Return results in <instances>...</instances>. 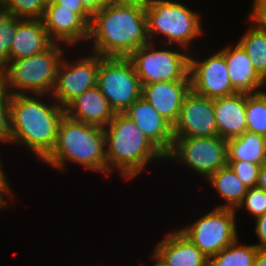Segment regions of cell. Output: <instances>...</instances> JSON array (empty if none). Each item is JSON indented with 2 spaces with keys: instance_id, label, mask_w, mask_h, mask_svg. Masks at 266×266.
Returning a JSON list of instances; mask_svg holds the SVG:
<instances>
[{
  "instance_id": "5",
  "label": "cell",
  "mask_w": 266,
  "mask_h": 266,
  "mask_svg": "<svg viewBox=\"0 0 266 266\" xmlns=\"http://www.w3.org/2000/svg\"><path fill=\"white\" fill-rule=\"evenodd\" d=\"M61 45L53 43L41 53L10 60L4 67L2 81L4 89L10 95L28 93L49 97L55 85L58 65L65 55L66 49Z\"/></svg>"
},
{
  "instance_id": "36",
  "label": "cell",
  "mask_w": 266,
  "mask_h": 266,
  "mask_svg": "<svg viewBox=\"0 0 266 266\" xmlns=\"http://www.w3.org/2000/svg\"><path fill=\"white\" fill-rule=\"evenodd\" d=\"M1 161V159H0ZM1 162H0V195L6 199L5 197L6 196H9L10 199L12 198V196L14 197V193L13 191H11V185L8 183V180H7V176L5 175L4 171H3V168L1 166Z\"/></svg>"
},
{
  "instance_id": "8",
  "label": "cell",
  "mask_w": 266,
  "mask_h": 266,
  "mask_svg": "<svg viewBox=\"0 0 266 266\" xmlns=\"http://www.w3.org/2000/svg\"><path fill=\"white\" fill-rule=\"evenodd\" d=\"M97 87L115 114L124 113L142 93L139 77L127 57L100 56Z\"/></svg>"
},
{
  "instance_id": "32",
  "label": "cell",
  "mask_w": 266,
  "mask_h": 266,
  "mask_svg": "<svg viewBox=\"0 0 266 266\" xmlns=\"http://www.w3.org/2000/svg\"><path fill=\"white\" fill-rule=\"evenodd\" d=\"M54 3L63 8L73 9V12L78 13L90 25L92 14L83 6L81 0H55Z\"/></svg>"
},
{
  "instance_id": "27",
  "label": "cell",
  "mask_w": 266,
  "mask_h": 266,
  "mask_svg": "<svg viewBox=\"0 0 266 266\" xmlns=\"http://www.w3.org/2000/svg\"><path fill=\"white\" fill-rule=\"evenodd\" d=\"M45 8L42 0H0V10L23 19H41Z\"/></svg>"
},
{
  "instance_id": "37",
  "label": "cell",
  "mask_w": 266,
  "mask_h": 266,
  "mask_svg": "<svg viewBox=\"0 0 266 266\" xmlns=\"http://www.w3.org/2000/svg\"><path fill=\"white\" fill-rule=\"evenodd\" d=\"M257 187L266 193V161L261 164Z\"/></svg>"
},
{
  "instance_id": "28",
  "label": "cell",
  "mask_w": 266,
  "mask_h": 266,
  "mask_svg": "<svg viewBox=\"0 0 266 266\" xmlns=\"http://www.w3.org/2000/svg\"><path fill=\"white\" fill-rule=\"evenodd\" d=\"M23 18L0 10V65L4 68L9 62L12 39L17 25Z\"/></svg>"
},
{
  "instance_id": "7",
  "label": "cell",
  "mask_w": 266,
  "mask_h": 266,
  "mask_svg": "<svg viewBox=\"0 0 266 266\" xmlns=\"http://www.w3.org/2000/svg\"><path fill=\"white\" fill-rule=\"evenodd\" d=\"M155 43L156 41L149 42L127 57L132 62L141 85L159 81L190 80L189 51L177 45V51L173 47L175 45L159 49V45L157 48Z\"/></svg>"
},
{
  "instance_id": "14",
  "label": "cell",
  "mask_w": 266,
  "mask_h": 266,
  "mask_svg": "<svg viewBox=\"0 0 266 266\" xmlns=\"http://www.w3.org/2000/svg\"><path fill=\"white\" fill-rule=\"evenodd\" d=\"M41 20L54 43L77 47L78 43L88 41L89 24L73 9L49 3Z\"/></svg>"
},
{
  "instance_id": "6",
  "label": "cell",
  "mask_w": 266,
  "mask_h": 266,
  "mask_svg": "<svg viewBox=\"0 0 266 266\" xmlns=\"http://www.w3.org/2000/svg\"><path fill=\"white\" fill-rule=\"evenodd\" d=\"M145 14L150 42L162 35L160 37L165 38L167 46L177 45L190 51V44L204 32L198 11L191 10L182 2L152 0L145 7Z\"/></svg>"
},
{
  "instance_id": "22",
  "label": "cell",
  "mask_w": 266,
  "mask_h": 266,
  "mask_svg": "<svg viewBox=\"0 0 266 266\" xmlns=\"http://www.w3.org/2000/svg\"><path fill=\"white\" fill-rule=\"evenodd\" d=\"M206 180L226 202L225 204L217 205V208L236 210L247 193L248 188L238 179L235 172L228 165L210 175Z\"/></svg>"
},
{
  "instance_id": "34",
  "label": "cell",
  "mask_w": 266,
  "mask_h": 266,
  "mask_svg": "<svg viewBox=\"0 0 266 266\" xmlns=\"http://www.w3.org/2000/svg\"><path fill=\"white\" fill-rule=\"evenodd\" d=\"M255 234L257 235L259 243L255 245L258 248H266V212L261 216L255 218Z\"/></svg>"
},
{
  "instance_id": "1",
  "label": "cell",
  "mask_w": 266,
  "mask_h": 266,
  "mask_svg": "<svg viewBox=\"0 0 266 266\" xmlns=\"http://www.w3.org/2000/svg\"><path fill=\"white\" fill-rule=\"evenodd\" d=\"M49 99L51 104L42 94H15L10 98V144L27 147L41 161L54 149L65 115V108L51 95Z\"/></svg>"
},
{
  "instance_id": "11",
  "label": "cell",
  "mask_w": 266,
  "mask_h": 266,
  "mask_svg": "<svg viewBox=\"0 0 266 266\" xmlns=\"http://www.w3.org/2000/svg\"><path fill=\"white\" fill-rule=\"evenodd\" d=\"M91 55V56H90ZM100 55L91 52L72 61L63 55L58 65L56 80L51 96L65 108L84 91L97 86Z\"/></svg>"
},
{
  "instance_id": "33",
  "label": "cell",
  "mask_w": 266,
  "mask_h": 266,
  "mask_svg": "<svg viewBox=\"0 0 266 266\" xmlns=\"http://www.w3.org/2000/svg\"><path fill=\"white\" fill-rule=\"evenodd\" d=\"M249 17L259 26L266 28V0H253Z\"/></svg>"
},
{
  "instance_id": "23",
  "label": "cell",
  "mask_w": 266,
  "mask_h": 266,
  "mask_svg": "<svg viewBox=\"0 0 266 266\" xmlns=\"http://www.w3.org/2000/svg\"><path fill=\"white\" fill-rule=\"evenodd\" d=\"M228 161H249L262 164L266 161V137L246 131L227 140Z\"/></svg>"
},
{
  "instance_id": "17",
  "label": "cell",
  "mask_w": 266,
  "mask_h": 266,
  "mask_svg": "<svg viewBox=\"0 0 266 266\" xmlns=\"http://www.w3.org/2000/svg\"><path fill=\"white\" fill-rule=\"evenodd\" d=\"M219 51L224 55L230 83L237 93L254 94L264 90L266 81L254 69L247 52L239 42L234 46L226 45Z\"/></svg>"
},
{
  "instance_id": "40",
  "label": "cell",
  "mask_w": 266,
  "mask_h": 266,
  "mask_svg": "<svg viewBox=\"0 0 266 266\" xmlns=\"http://www.w3.org/2000/svg\"><path fill=\"white\" fill-rule=\"evenodd\" d=\"M151 257L154 259L153 261L155 262L154 264H152L153 266H167L164 262H162L153 252ZM144 263H140L141 266H145L143 265Z\"/></svg>"
},
{
  "instance_id": "38",
  "label": "cell",
  "mask_w": 266,
  "mask_h": 266,
  "mask_svg": "<svg viewBox=\"0 0 266 266\" xmlns=\"http://www.w3.org/2000/svg\"><path fill=\"white\" fill-rule=\"evenodd\" d=\"M253 266H266V248H259Z\"/></svg>"
},
{
  "instance_id": "20",
  "label": "cell",
  "mask_w": 266,
  "mask_h": 266,
  "mask_svg": "<svg viewBox=\"0 0 266 266\" xmlns=\"http://www.w3.org/2000/svg\"><path fill=\"white\" fill-rule=\"evenodd\" d=\"M65 115L104 128L114 118L115 112L99 88L95 86L73 99L65 107Z\"/></svg>"
},
{
  "instance_id": "29",
  "label": "cell",
  "mask_w": 266,
  "mask_h": 266,
  "mask_svg": "<svg viewBox=\"0 0 266 266\" xmlns=\"http://www.w3.org/2000/svg\"><path fill=\"white\" fill-rule=\"evenodd\" d=\"M247 210L248 214H252L255 218L261 216L266 212V193L258 187L247 189L242 203L235 210Z\"/></svg>"
},
{
  "instance_id": "42",
  "label": "cell",
  "mask_w": 266,
  "mask_h": 266,
  "mask_svg": "<svg viewBox=\"0 0 266 266\" xmlns=\"http://www.w3.org/2000/svg\"><path fill=\"white\" fill-rule=\"evenodd\" d=\"M45 5L54 2L55 0H42Z\"/></svg>"
},
{
  "instance_id": "10",
  "label": "cell",
  "mask_w": 266,
  "mask_h": 266,
  "mask_svg": "<svg viewBox=\"0 0 266 266\" xmlns=\"http://www.w3.org/2000/svg\"><path fill=\"white\" fill-rule=\"evenodd\" d=\"M236 216L234 209L215 207L179 230L209 258L239 238Z\"/></svg>"
},
{
  "instance_id": "3",
  "label": "cell",
  "mask_w": 266,
  "mask_h": 266,
  "mask_svg": "<svg viewBox=\"0 0 266 266\" xmlns=\"http://www.w3.org/2000/svg\"><path fill=\"white\" fill-rule=\"evenodd\" d=\"M103 130L107 177L118 169L128 181L145 170L151 161L166 159V155L124 113H116Z\"/></svg>"
},
{
  "instance_id": "30",
  "label": "cell",
  "mask_w": 266,
  "mask_h": 266,
  "mask_svg": "<svg viewBox=\"0 0 266 266\" xmlns=\"http://www.w3.org/2000/svg\"><path fill=\"white\" fill-rule=\"evenodd\" d=\"M228 166L248 189L257 187L261 167L260 164L251 163L249 161H228Z\"/></svg>"
},
{
  "instance_id": "19",
  "label": "cell",
  "mask_w": 266,
  "mask_h": 266,
  "mask_svg": "<svg viewBox=\"0 0 266 266\" xmlns=\"http://www.w3.org/2000/svg\"><path fill=\"white\" fill-rule=\"evenodd\" d=\"M246 98V93H235L214 99V115L219 137L230 140L247 131Z\"/></svg>"
},
{
  "instance_id": "15",
  "label": "cell",
  "mask_w": 266,
  "mask_h": 266,
  "mask_svg": "<svg viewBox=\"0 0 266 266\" xmlns=\"http://www.w3.org/2000/svg\"><path fill=\"white\" fill-rule=\"evenodd\" d=\"M124 114L166 155L174 141L173 126L142 96Z\"/></svg>"
},
{
  "instance_id": "39",
  "label": "cell",
  "mask_w": 266,
  "mask_h": 266,
  "mask_svg": "<svg viewBox=\"0 0 266 266\" xmlns=\"http://www.w3.org/2000/svg\"><path fill=\"white\" fill-rule=\"evenodd\" d=\"M152 0H110V4H140L142 6H147Z\"/></svg>"
},
{
  "instance_id": "21",
  "label": "cell",
  "mask_w": 266,
  "mask_h": 266,
  "mask_svg": "<svg viewBox=\"0 0 266 266\" xmlns=\"http://www.w3.org/2000/svg\"><path fill=\"white\" fill-rule=\"evenodd\" d=\"M12 40L9 61L41 53L54 43L41 19H22Z\"/></svg>"
},
{
  "instance_id": "26",
  "label": "cell",
  "mask_w": 266,
  "mask_h": 266,
  "mask_svg": "<svg viewBox=\"0 0 266 266\" xmlns=\"http://www.w3.org/2000/svg\"><path fill=\"white\" fill-rule=\"evenodd\" d=\"M245 112L247 131L266 137V94H247Z\"/></svg>"
},
{
  "instance_id": "4",
  "label": "cell",
  "mask_w": 266,
  "mask_h": 266,
  "mask_svg": "<svg viewBox=\"0 0 266 266\" xmlns=\"http://www.w3.org/2000/svg\"><path fill=\"white\" fill-rule=\"evenodd\" d=\"M64 171L67 162L107 175L105 133L102 127L74 120L64 115L58 129L54 149L43 160Z\"/></svg>"
},
{
  "instance_id": "31",
  "label": "cell",
  "mask_w": 266,
  "mask_h": 266,
  "mask_svg": "<svg viewBox=\"0 0 266 266\" xmlns=\"http://www.w3.org/2000/svg\"><path fill=\"white\" fill-rule=\"evenodd\" d=\"M10 98L11 95L0 83V144L10 145L11 122H10Z\"/></svg>"
},
{
  "instance_id": "25",
  "label": "cell",
  "mask_w": 266,
  "mask_h": 266,
  "mask_svg": "<svg viewBox=\"0 0 266 266\" xmlns=\"http://www.w3.org/2000/svg\"><path fill=\"white\" fill-rule=\"evenodd\" d=\"M255 244L242 245L239 238L208 258V266H253L258 252Z\"/></svg>"
},
{
  "instance_id": "2",
  "label": "cell",
  "mask_w": 266,
  "mask_h": 266,
  "mask_svg": "<svg viewBox=\"0 0 266 266\" xmlns=\"http://www.w3.org/2000/svg\"><path fill=\"white\" fill-rule=\"evenodd\" d=\"M91 52L102 57H128L150 42L145 6L109 4L92 15ZM93 50V51H92Z\"/></svg>"
},
{
  "instance_id": "41",
  "label": "cell",
  "mask_w": 266,
  "mask_h": 266,
  "mask_svg": "<svg viewBox=\"0 0 266 266\" xmlns=\"http://www.w3.org/2000/svg\"><path fill=\"white\" fill-rule=\"evenodd\" d=\"M4 68L0 65V83L3 81Z\"/></svg>"
},
{
  "instance_id": "12",
  "label": "cell",
  "mask_w": 266,
  "mask_h": 266,
  "mask_svg": "<svg viewBox=\"0 0 266 266\" xmlns=\"http://www.w3.org/2000/svg\"><path fill=\"white\" fill-rule=\"evenodd\" d=\"M204 60L189 56V77L191 91L210 99L237 93L229 80L224 55L216 51Z\"/></svg>"
},
{
  "instance_id": "18",
  "label": "cell",
  "mask_w": 266,
  "mask_h": 266,
  "mask_svg": "<svg viewBox=\"0 0 266 266\" xmlns=\"http://www.w3.org/2000/svg\"><path fill=\"white\" fill-rule=\"evenodd\" d=\"M164 237L153 253L167 266H208V257L179 229Z\"/></svg>"
},
{
  "instance_id": "24",
  "label": "cell",
  "mask_w": 266,
  "mask_h": 266,
  "mask_svg": "<svg viewBox=\"0 0 266 266\" xmlns=\"http://www.w3.org/2000/svg\"><path fill=\"white\" fill-rule=\"evenodd\" d=\"M248 18L251 25L240 37L239 43L247 52L254 69L266 81V28Z\"/></svg>"
},
{
  "instance_id": "13",
  "label": "cell",
  "mask_w": 266,
  "mask_h": 266,
  "mask_svg": "<svg viewBox=\"0 0 266 266\" xmlns=\"http://www.w3.org/2000/svg\"><path fill=\"white\" fill-rule=\"evenodd\" d=\"M174 137H213L218 135L214 115V99L190 92L185 96L178 120L173 126Z\"/></svg>"
},
{
  "instance_id": "16",
  "label": "cell",
  "mask_w": 266,
  "mask_h": 266,
  "mask_svg": "<svg viewBox=\"0 0 266 266\" xmlns=\"http://www.w3.org/2000/svg\"><path fill=\"white\" fill-rule=\"evenodd\" d=\"M190 90V80L159 81L142 85L141 96L174 126Z\"/></svg>"
},
{
  "instance_id": "9",
  "label": "cell",
  "mask_w": 266,
  "mask_h": 266,
  "mask_svg": "<svg viewBox=\"0 0 266 266\" xmlns=\"http://www.w3.org/2000/svg\"><path fill=\"white\" fill-rule=\"evenodd\" d=\"M166 159L178 160L207 179L228 165L227 140L219 137H174ZM180 160V161H179Z\"/></svg>"
},
{
  "instance_id": "35",
  "label": "cell",
  "mask_w": 266,
  "mask_h": 266,
  "mask_svg": "<svg viewBox=\"0 0 266 266\" xmlns=\"http://www.w3.org/2000/svg\"><path fill=\"white\" fill-rule=\"evenodd\" d=\"M83 6L93 15L110 4V0H81Z\"/></svg>"
}]
</instances>
